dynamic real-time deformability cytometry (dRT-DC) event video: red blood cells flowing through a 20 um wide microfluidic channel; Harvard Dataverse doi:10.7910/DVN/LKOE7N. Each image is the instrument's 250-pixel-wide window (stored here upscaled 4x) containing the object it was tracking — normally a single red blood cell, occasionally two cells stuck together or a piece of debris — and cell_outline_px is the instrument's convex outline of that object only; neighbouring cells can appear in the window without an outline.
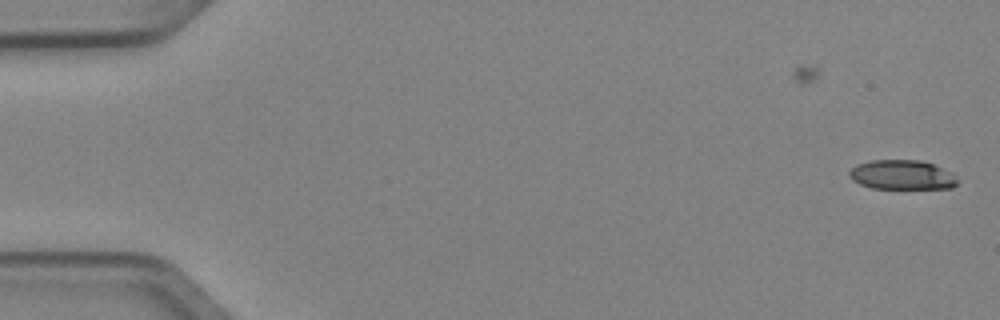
{"species": "Egyptian fruit bat (a non-hibernating species)", "species_latin": "Rousettus aegyptiacus", "temperature_condition": "cold", "stored_images_in_passage": 2, "camera_frame_rate_fps": 3000, "um_per_image_px": 0.085, "animal": {"sex": "female"}, "frame": {"image": 1, "passage_image": 2, "time_ms": 0.333, "image_size_px": [1000, 320], "cell_outline_px": [[960, 180], [952, 188], [872, 188], [860, 184], [852, 180], [848, 176], [848, 172], [856, 164], [868, 160], [920, 160], [932, 164], [952, 172]], "centroid_in_image_um": [76.66, 14.85], "position_along_channel_um": 8.3, "area_um2": 18.73}}